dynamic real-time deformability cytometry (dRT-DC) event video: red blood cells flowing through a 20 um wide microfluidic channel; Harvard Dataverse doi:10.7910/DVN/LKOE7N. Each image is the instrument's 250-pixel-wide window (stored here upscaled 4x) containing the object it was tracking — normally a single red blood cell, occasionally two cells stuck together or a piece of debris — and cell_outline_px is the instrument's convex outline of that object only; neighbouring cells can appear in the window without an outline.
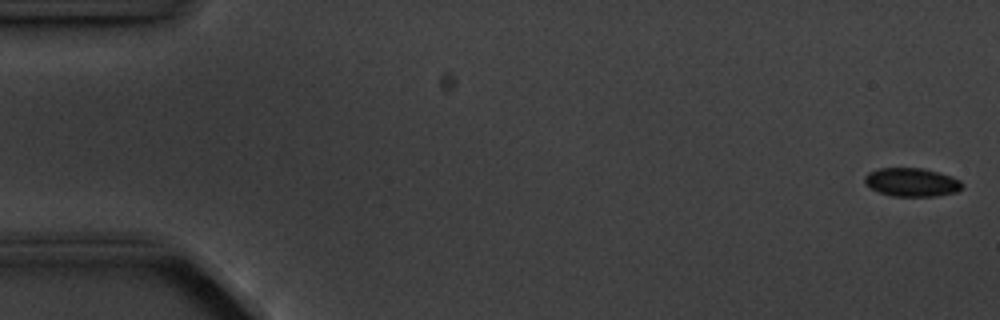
{"species": "common noctule bat (a hibernating species)", "species_latin": "Nyctalus noctula", "temperature_condition": "cold", "stored_images_in_passage": 5, "camera_frame_rate_fps": 3000, "um_per_image_px": 0.085, "animal": {"sex": "male", "body_mass_g": 20.1, "forearm_length_mm": 53.5}, "frame": {"image": 1, "passage_image": 1, "time_ms": 0.0, "image_size_px": [1000, 320], "cell_outline_px": [[964, 184], [956, 192], [936, 196], [892, 196], [880, 192], [864, 184], [864, 176], [868, 172], [880, 168], [920, 168], [952, 176], [960, 180]], "centroid_in_image_um": [77.48, 15.49], "position_along_channel_um": 7.5, "area_um2": 16.13}}